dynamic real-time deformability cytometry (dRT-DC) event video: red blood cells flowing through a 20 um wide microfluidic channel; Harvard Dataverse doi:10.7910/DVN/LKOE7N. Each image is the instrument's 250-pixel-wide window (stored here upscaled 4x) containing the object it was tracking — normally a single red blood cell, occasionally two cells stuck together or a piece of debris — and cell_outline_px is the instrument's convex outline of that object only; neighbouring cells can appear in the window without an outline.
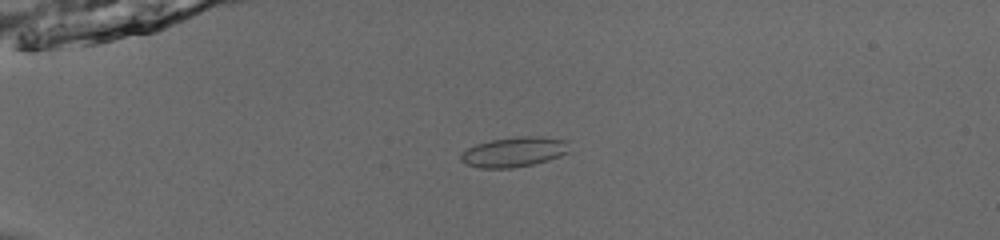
{"species": "common noctule bat (a hibernating species)", "species_latin": "Nyctalus noctula", "temperature_condition": "room temperature", "stored_images_in_passage": 54, "camera_frame_rate_fps": 3000, "um_per_image_px": 0.085, "animal": {"sex": "male", "body_mass_g": 13.0, "forearm_length_mm": 53.1}, "frame": {"image": 1, "passage_image": 16, "time_ms": 5.0, "image_size_px": [1000, 240], "cell_outline_px": [[568, 152], [560, 156], [548, 160], [532, 164], [512, 168], [480, 168], [468, 164], [460, 160], [460, 156], [468, 148], [476, 144], [492, 140], [520, 136], [540, 136], [568, 140]], "centroid_in_image_um": [43.72, 12.91], "position_along_channel_um": 41.3, "area_um2": 18.79}}
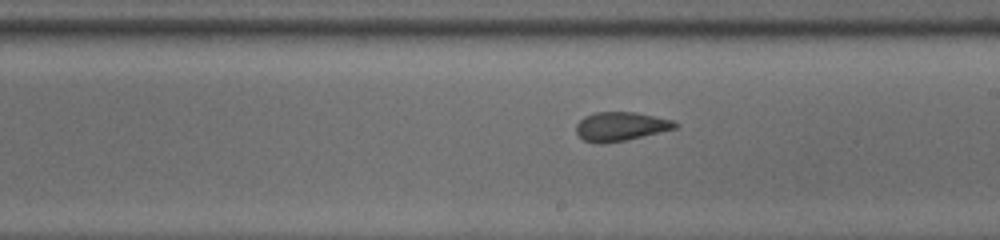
{"frame": {"image": 2, "passage_image": 34, "time_ms": 11.0, "image_size_px": [1000, 240], "cell_outline_px": [[680, 124], [676, 128], [660, 132], [624, 140], [604, 144], [596, 144], [584, 140], [576, 132], [576, 124], [584, 116], [596, 112], [636, 112], [672, 120]], "centroid_in_image_um": [52.74, 10.75], "position_along_channel_um": 236.3, "area_um2": 16.65}}
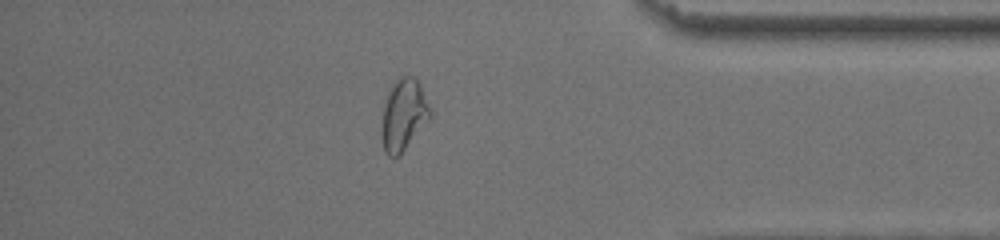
{"frame": {"image": 3, "passage_image": 48, "time_ms": 15.667, "image_size_px": [1000, 240], "cell_outline_px": [[432, 116], [400, 156], [388, 156], [384, 152], [384, 108], [388, 92], [392, 84], [400, 76], [412, 76], [420, 84], [432, 112]], "centroid_in_image_um": [34.36, 9.75], "position_along_channel_um": 400.8, "area_um2": 19.65}, "authors_computed_cell_mechanics": {"area_um2": 18.8139, "velocity_mm_per_s": 3.9161, "shape_relaxation_time_tau1_ms": 9.5937, "shape_relaxation_time_tau2_ms": 1.4387, "deformation_change_tau1": 0.1868, "deformation_change_tau2": 0.0562}}